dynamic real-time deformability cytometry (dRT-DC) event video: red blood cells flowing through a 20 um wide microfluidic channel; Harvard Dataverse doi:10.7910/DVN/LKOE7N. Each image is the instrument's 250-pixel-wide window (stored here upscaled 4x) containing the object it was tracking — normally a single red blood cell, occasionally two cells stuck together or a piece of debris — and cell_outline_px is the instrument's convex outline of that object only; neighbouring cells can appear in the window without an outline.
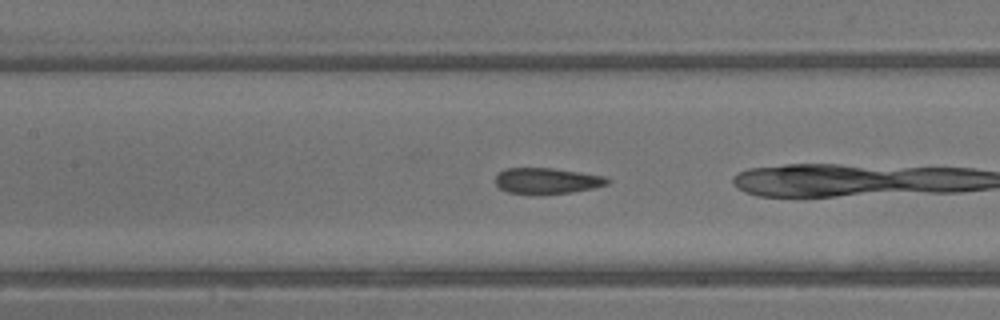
{"species": "common noctule bat (a hibernating species)", "species_latin": "Nyctalus noctula", "temperature_condition": "warm", "stored_images_in_passage": 29, "camera_frame_rate_fps": 3000, "um_per_image_px": 0.085, "animal": {"sex": "male", "body_mass_g": 13.3}, "frame": {"image": 1, "passage_image": 16, "time_ms": 5.0, "image_size_px": [1000, 320], "cell_outline_px": [[612, 180], [608, 184], [592, 188], [568, 192], [508, 192], [500, 188], [496, 184], [496, 176], [500, 172], [508, 168], [552, 168], [580, 172], [604, 176]], "centroid_in_image_um": [46.53, 15.33], "position_along_channel_um": 160.9, "area_um2": 16.18}}